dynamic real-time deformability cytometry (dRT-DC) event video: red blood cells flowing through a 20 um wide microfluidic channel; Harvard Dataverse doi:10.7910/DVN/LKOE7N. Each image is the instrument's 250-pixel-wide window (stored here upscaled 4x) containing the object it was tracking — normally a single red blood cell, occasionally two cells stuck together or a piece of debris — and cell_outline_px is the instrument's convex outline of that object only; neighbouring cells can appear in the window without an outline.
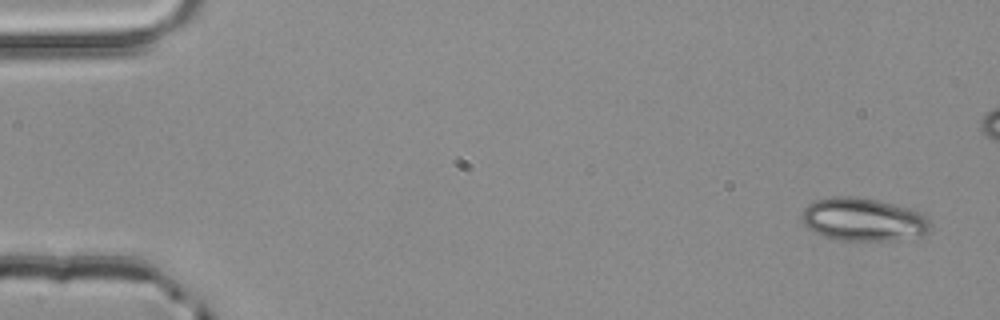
{"species": "common noctule bat (a hibernating species)", "species_latin": "Nyctalus noctula", "temperature_condition": "room temperature", "stored_images_in_passage": 4, "camera_frame_rate_fps": 3000, "um_per_image_px": 0.085, "animal": {"sex": "male", "body_mass_g": 20.4}, "frame": {"image": 1, "passage_image": 1, "time_ms": 0.0, "image_size_px": [1000, 320], "cell_outline_px": [[928, 232], [920, 236], [896, 240], [840, 240], [824, 236], [808, 228], [800, 220], [800, 216], [804, 208], [808, 204], [816, 200], [832, 196], [856, 196], [876, 200], [908, 208], [920, 212], [928, 220]], "centroid_in_image_um": [73.32, 18.65], "position_along_channel_um": 11.7, "area_um2": 32.08}}